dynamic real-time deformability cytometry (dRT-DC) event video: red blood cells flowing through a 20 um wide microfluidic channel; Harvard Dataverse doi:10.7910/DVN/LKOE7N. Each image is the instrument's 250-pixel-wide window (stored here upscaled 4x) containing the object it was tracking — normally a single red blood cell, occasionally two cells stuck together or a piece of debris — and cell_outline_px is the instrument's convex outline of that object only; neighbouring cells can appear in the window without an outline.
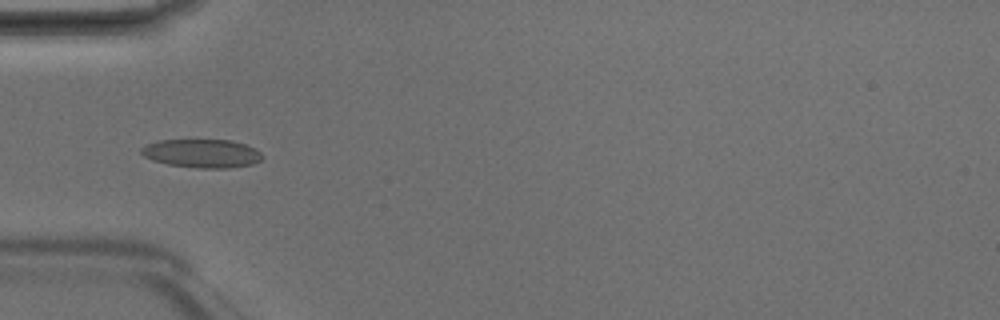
{"species": "Egyptian fruit bat (a non-hibernating species)", "species_latin": "Rousettus aegyptiacus", "temperature_condition": "room temperature", "stored_images_in_passage": 5, "camera_frame_rate_fps": 3000, "um_per_image_px": 0.085, "animal": {"sex": "male"}, "frame": {"image": 1, "passage_image": 3, "time_ms": 0.667, "image_size_px": [1000, 320], "cell_outline_px": [[264, 156], [260, 160], [252, 164], [228, 168], [200, 168], [168, 164], [152, 160], [144, 156], [140, 152], [140, 148], [148, 144], [160, 140], [232, 140], [256, 148]], "centroid_in_image_um": [17.18, 13.04], "position_along_channel_um": 67.8, "area_um2": 20.06}}
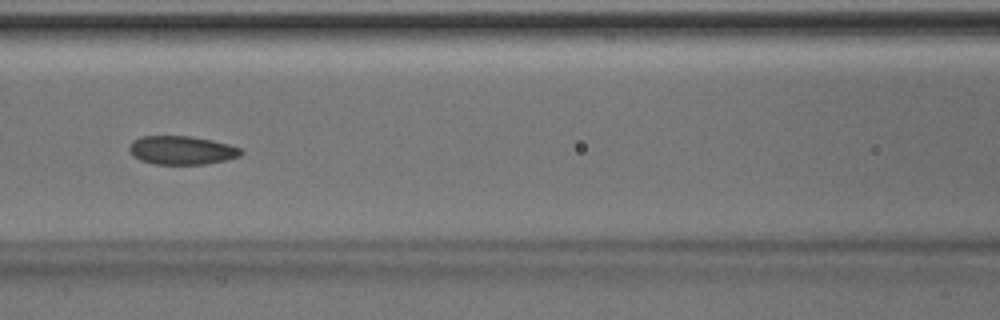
{"frame": {"image": 2, "passage_image": 5, "time_ms": 1.333, "image_size_px": [1000, 320], "cell_outline_px": [[244, 152], [240, 156], [224, 160], [204, 164], [152, 164], [140, 160], [132, 156], [128, 152], [128, 148], [132, 140], [140, 136], [188, 136], [212, 140], [228, 144], [240, 148]], "centroid_in_image_um": [15.39, 12.77], "position_along_channel_um": 151.2, "area_um2": 18.73}}